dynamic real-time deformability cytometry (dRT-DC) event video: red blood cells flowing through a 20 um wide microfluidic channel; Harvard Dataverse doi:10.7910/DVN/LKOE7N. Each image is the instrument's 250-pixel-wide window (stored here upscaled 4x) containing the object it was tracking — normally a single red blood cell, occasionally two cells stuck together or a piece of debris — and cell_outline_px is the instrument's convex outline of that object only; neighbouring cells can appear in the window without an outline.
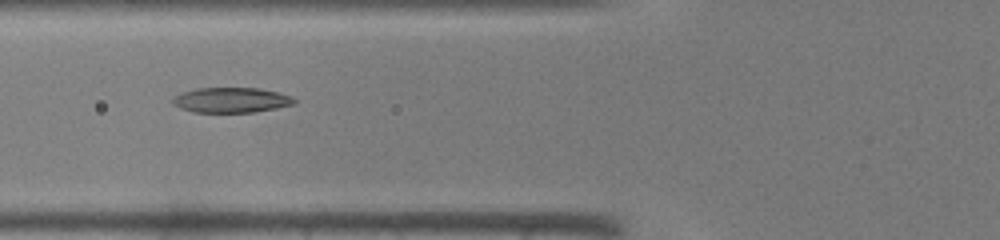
{"species": "common noctule bat (a hibernating species)", "species_latin": "Nyctalus noctula", "temperature_condition": "warm", "stored_images_in_passage": 30, "camera_frame_rate_fps": 3000, "um_per_image_px": 0.085, "animal": {"sex": "male", "body_mass_g": 19.0, "forearm_length_mm": 50.8}, "frame": {"image": 1, "passage_image": 3, "time_ms": 0.667, "image_size_px": [1000, 240], "cell_outline_px": [[296, 104], [256, 112], [192, 112], [180, 108], [172, 104], [172, 100], [180, 92], [196, 88], [260, 88], [292, 96], [296, 100]], "centroid_in_image_um": [19.65, 8.5], "position_along_channel_um": 106.1, "area_um2": 17.92}}
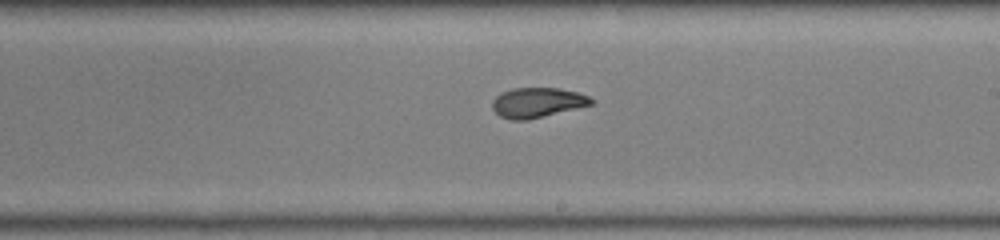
{"frame": {"image": 2, "passage_image": 12, "time_ms": 3.667, "image_size_px": [1000, 240], "cell_outline_px": [[596, 100], [592, 104], [528, 120], [512, 120], [500, 116], [492, 108], [492, 100], [500, 92], [512, 88], [560, 88], [576, 92], [588, 96]], "centroid_in_image_um": [45.65, 8.71], "position_along_channel_um": 243.4, "area_um2": 17.22}}
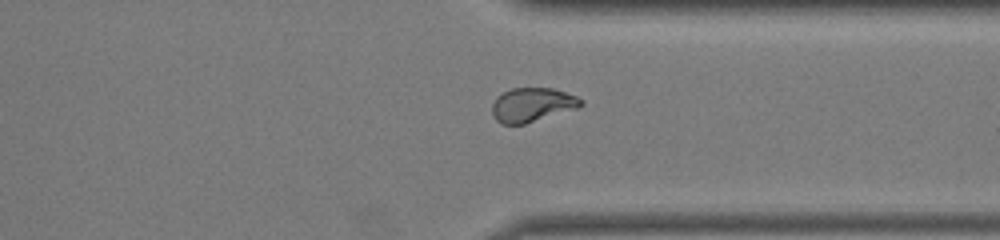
{"frame": {"image": 3, "passage_image": 20, "time_ms": 6.333, "image_size_px": [1000, 240], "cell_outline_px": [[584, 104], [580, 108], [524, 124], [504, 124], [496, 120], [492, 112], [492, 104], [496, 96], [512, 88], [552, 88], [576, 96], [584, 100]], "centroid_in_image_um": [45.27, 8.91], "position_along_channel_um": 366.1, "area_um2": 17.74}}